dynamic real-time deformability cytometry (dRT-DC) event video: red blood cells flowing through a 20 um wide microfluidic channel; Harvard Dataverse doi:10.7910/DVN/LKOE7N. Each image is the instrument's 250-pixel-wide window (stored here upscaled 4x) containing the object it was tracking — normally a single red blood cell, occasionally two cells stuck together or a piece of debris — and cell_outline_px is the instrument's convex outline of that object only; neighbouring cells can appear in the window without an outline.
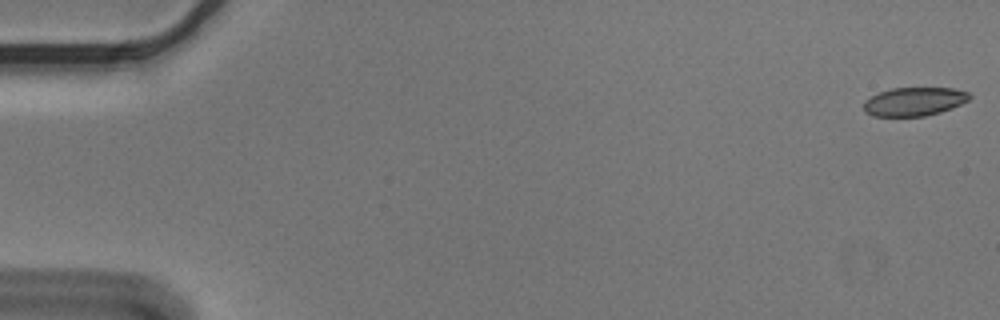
{"species": "Egyptian fruit bat (a non-hibernating species)", "species_latin": "Rousettus aegyptiacus", "temperature_condition": "cold", "stored_images_in_passage": 6, "camera_frame_rate_fps": 3000, "um_per_image_px": 0.085, "animal": {"sex": "male"}, "frame": {"image": 1, "passage_image": 1, "time_ms": 0.0, "image_size_px": [1000, 320], "cell_outline_px": [[972, 96], [968, 100], [952, 108], [940, 112], [924, 116], [872, 116], [864, 112], [864, 100], [880, 92], [892, 88], [956, 88], [968, 92]], "centroid_in_image_um": [77.71, 8.63], "position_along_channel_um": 7.3, "area_um2": 17.63}}
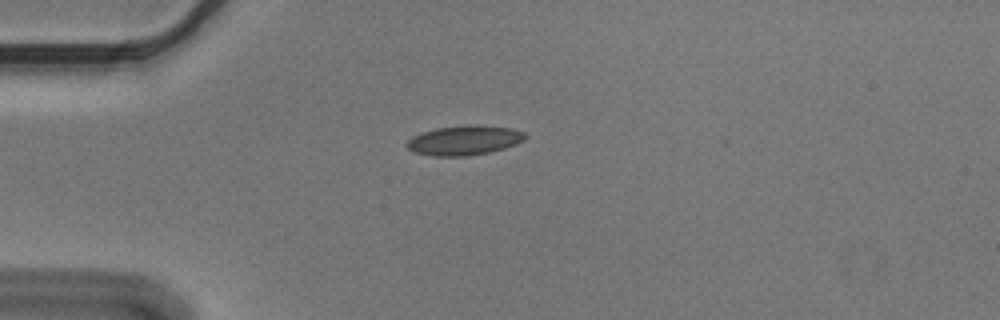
{"frame": {"image": 2, "passage_image": 5, "time_ms": 1.333, "image_size_px": [1000, 320], "cell_outline_px": [[528, 136], [524, 140], [516, 144], [504, 148], [488, 152], [468, 156], [432, 156], [416, 152], [408, 148], [404, 144], [412, 136], [436, 128], [468, 124], [476, 124], [512, 128], [524, 132]], "centroid_in_image_um": [39.48, 11.91], "position_along_channel_um": 45.5, "area_um2": 20.52}}